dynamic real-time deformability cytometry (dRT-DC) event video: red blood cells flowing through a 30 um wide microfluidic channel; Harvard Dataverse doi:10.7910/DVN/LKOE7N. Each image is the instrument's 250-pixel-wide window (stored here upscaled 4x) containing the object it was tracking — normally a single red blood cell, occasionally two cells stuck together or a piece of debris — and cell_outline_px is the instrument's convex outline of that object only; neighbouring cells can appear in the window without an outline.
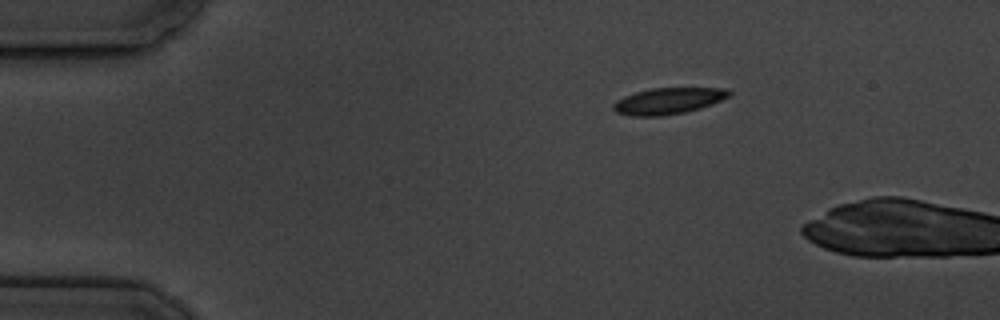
{"species": "common noctule bat (a hibernating species)", "species_latin": "Nyctalus noctula", "temperature_condition": "cold", "stored_images_in_passage": 2, "camera_frame_rate_fps": 3000, "um_per_image_px": 0.085, "animal": {"sex": "male", "body_mass_g": 19.5, "forearm_length_mm": 54.6}, "frame": {"image": 1, "passage_image": 1, "time_ms": 0.0, "image_size_px": [1000, 320], "cell_outline_px": [[732, 92], [728, 96], [712, 104], [700, 108], [684, 112], [660, 116], [632, 116], [616, 112], [612, 108], [612, 104], [616, 100], [624, 96], [636, 92], [652, 88], [728, 88]], "centroid_in_image_um": [56.78, 8.57], "position_along_channel_um": 28.2, "area_um2": 17.69}}